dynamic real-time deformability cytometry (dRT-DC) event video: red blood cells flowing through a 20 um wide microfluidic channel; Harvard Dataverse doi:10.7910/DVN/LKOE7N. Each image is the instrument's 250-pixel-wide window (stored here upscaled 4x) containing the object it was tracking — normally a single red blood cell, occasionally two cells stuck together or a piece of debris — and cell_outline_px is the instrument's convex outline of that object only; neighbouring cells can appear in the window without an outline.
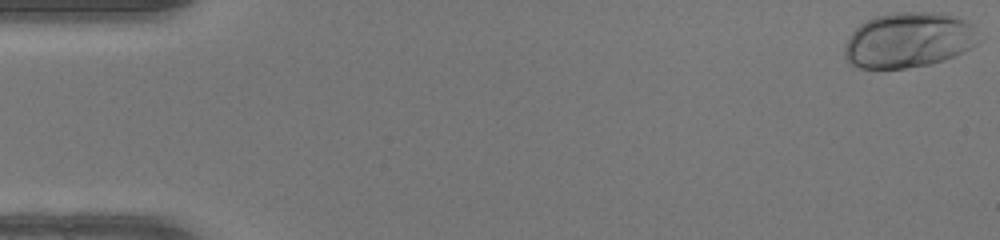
{"species": "human", "species_latin": "Homo sapiens", "temperature_condition": "warm", "stored_images_in_passage": 49, "camera_frame_rate_fps": 3000, "um_per_image_px": 0.085, "donor": {"sex": "female"}, "frame": {"image": 1, "passage_image": 1, "time_ms": 0.0, "image_size_px": [1000, 240], "cell_outline_px": [[980, 40], [976, 44], [964, 52], [944, 60], [928, 64], [904, 68], [860, 68], [852, 64], [844, 56], [844, 44], [848, 36], [860, 24], [876, 16], [892, 12], [940, 12], [956, 16], [968, 20], [972, 24]], "centroid_in_image_um": [77.24, 3.39], "position_along_channel_um": 7.8, "area_um2": 43.47}}
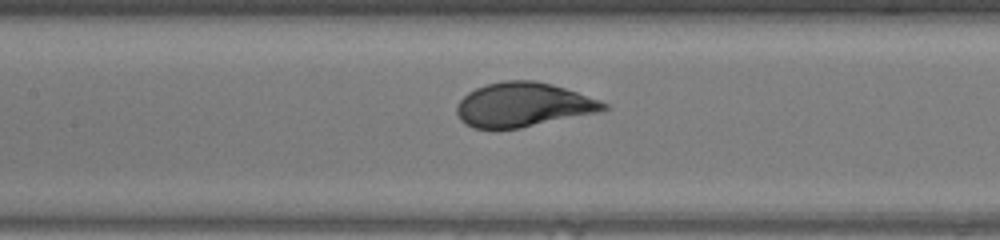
{"frame": {"image": 2, "passage_image": 23, "time_ms": 7.333, "image_size_px": [1000, 240], "cell_outline_px": [[608, 108], [600, 112], [520, 128], [472, 128], [464, 124], [460, 120], [456, 112], [456, 108], [460, 100], [468, 92], [476, 88], [488, 84], [504, 80], [536, 80], [552, 84], [600, 100], [608, 104]], "centroid_in_image_um": [44.46, 8.9], "position_along_channel_um": 162.9, "area_um2": 37.8}}
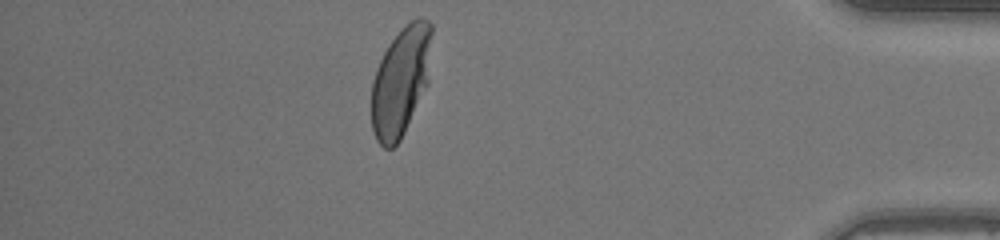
{"frame": {"image": 3, "passage_image": 43, "time_ms": 14.0, "image_size_px": [1000, 240], "cell_outline_px": [[432, 32], [428, 84], [400, 140], [392, 148], [384, 148], [376, 140], [372, 128], [372, 80], [376, 68], [388, 44], [400, 28], [404, 24], [416, 16], [420, 16], [428, 20], [432, 24]], "centroid_in_image_um": [34.07, 6.85], "position_along_channel_um": 401.1, "area_um2": 38.67}, "authors_computed_cell_mechanics": {"area_um2": 38.2058, "velocity_mm_per_s": 4.2305, "shape_relaxation_time_tau1_ms": 3.1008, "shape_relaxation_time_tau2_ms": null, "deformation_change_tau1": 0.182, "deformation_change_tau2": null}}